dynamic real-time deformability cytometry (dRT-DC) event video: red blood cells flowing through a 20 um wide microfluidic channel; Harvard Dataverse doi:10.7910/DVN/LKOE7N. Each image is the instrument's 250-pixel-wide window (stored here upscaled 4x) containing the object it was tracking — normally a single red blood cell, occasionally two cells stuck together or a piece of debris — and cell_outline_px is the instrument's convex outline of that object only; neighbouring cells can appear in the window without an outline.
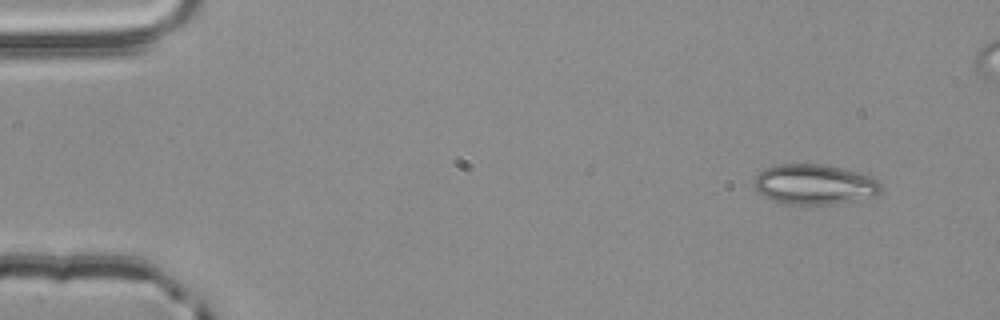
{"species": "common noctule bat (a hibernating species)", "species_latin": "Nyctalus noctula", "temperature_condition": "room temperature", "stored_images_in_passage": 4, "segment_of_instrument_passage": [1, 2], "camera_frame_rate_fps": 3000, "um_per_image_px": 0.085, "animal": {"sex": "male", "body_mass_g": 20.4}, "frame": {"image": 1, "passage_image": 1, "time_ms": 0.0, "image_size_px": [1000, 320], "cell_outline_px": [[884, 188], [880, 192], [872, 196], [852, 200], [828, 204], [788, 204], [772, 200], [756, 192], [752, 184], [756, 176], [764, 168], [776, 164], [824, 164], [860, 172], [872, 176], [884, 184]], "centroid_in_image_um": [69.22, 15.65], "position_along_channel_um": 15.8, "area_um2": 29.94}}